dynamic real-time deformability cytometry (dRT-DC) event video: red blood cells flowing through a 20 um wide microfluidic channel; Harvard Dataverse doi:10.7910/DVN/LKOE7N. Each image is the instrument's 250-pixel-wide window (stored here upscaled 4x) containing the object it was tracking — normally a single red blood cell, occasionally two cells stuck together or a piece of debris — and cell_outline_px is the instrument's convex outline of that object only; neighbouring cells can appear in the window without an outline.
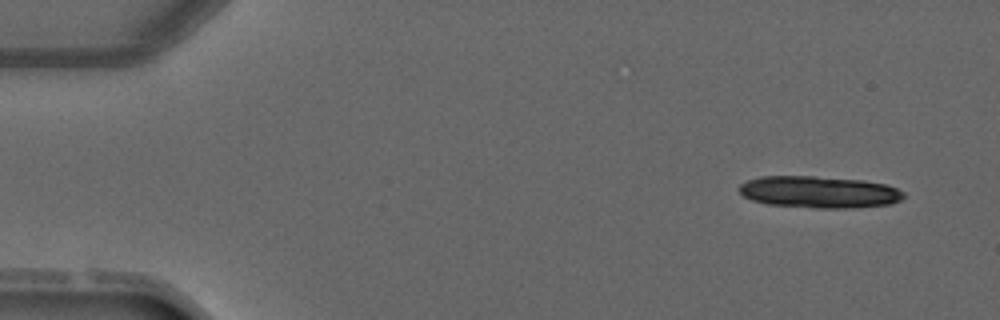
{"species": "common noctule bat (a hibernating species)", "species_latin": "Nyctalus noctula", "temperature_condition": "warm", "stored_images_in_passage": 4, "camera_frame_rate_fps": 3000, "um_per_image_px": 0.085, "animal": {"sex": "male", "forearm_length_mm": 52.5}, "frame": {"image": 1, "passage_image": 1, "time_ms": 0.0, "image_size_px": [1000, 320], "cell_outline_px": [[904, 196], [900, 200], [892, 204], [856, 208], [816, 208], [768, 204], [752, 200], [744, 196], [736, 188], [740, 184], [748, 180], [760, 176], [816, 176], [864, 180], [884, 184], [896, 188], [904, 192]], "centroid_in_image_um": [69.62, 16.32], "position_along_channel_um": 15.4, "area_um2": 30.75}}